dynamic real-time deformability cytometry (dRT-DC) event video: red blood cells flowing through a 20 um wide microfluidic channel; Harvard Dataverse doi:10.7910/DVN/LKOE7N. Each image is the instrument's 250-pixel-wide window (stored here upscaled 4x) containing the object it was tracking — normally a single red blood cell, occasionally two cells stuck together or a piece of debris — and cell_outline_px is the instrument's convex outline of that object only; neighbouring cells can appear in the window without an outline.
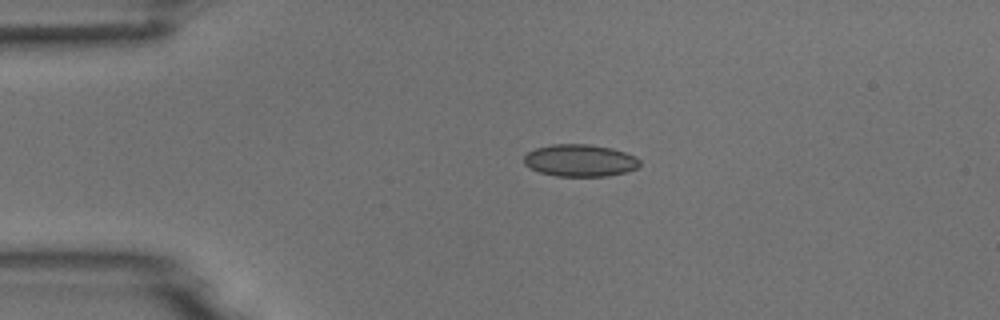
{"species": "common noctule bat (a hibernating species)", "species_latin": "Nyctalus noctula", "temperature_condition": "room temperature", "stored_images_in_passage": 4, "camera_frame_rate_fps": 3000, "um_per_image_px": 0.085, "animal": {"sex": "male", "body_mass_g": 18.8}, "frame": {"image": 1, "passage_image": 2, "time_ms": 0.333, "image_size_px": [1000, 320], "cell_outline_px": [[640, 164], [636, 168], [624, 172], [608, 176], [556, 176], [540, 172], [528, 168], [524, 164], [524, 156], [528, 152], [536, 148], [552, 144], [588, 144], [612, 148], [636, 156], [640, 160]], "centroid_in_image_um": [49.28, 13.64], "position_along_channel_um": 35.7, "area_um2": 21.73}}
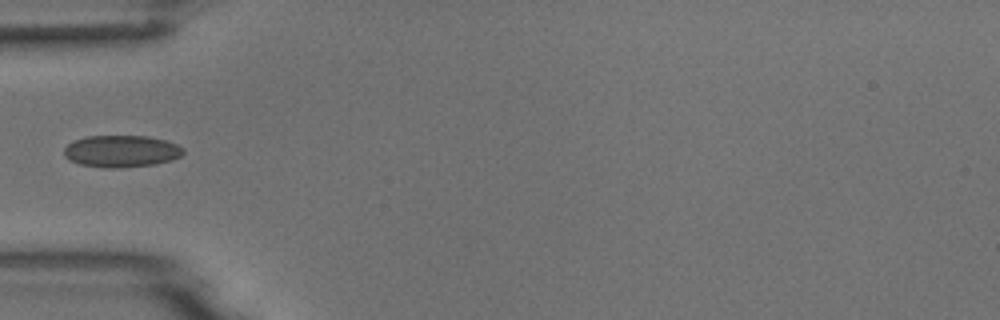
{"frame": {"image": 2, "passage_image": 4, "time_ms": 1.0, "image_size_px": [1000, 320], "cell_outline_px": [[184, 152], [180, 156], [172, 160], [156, 164], [120, 168], [100, 168], [80, 164], [68, 160], [64, 156], [64, 148], [72, 140], [88, 136], [148, 136], [164, 140], [176, 144], [184, 148]], "centroid_in_image_um": [10.29, 12.86], "position_along_channel_um": 74.7, "area_um2": 22.43}}